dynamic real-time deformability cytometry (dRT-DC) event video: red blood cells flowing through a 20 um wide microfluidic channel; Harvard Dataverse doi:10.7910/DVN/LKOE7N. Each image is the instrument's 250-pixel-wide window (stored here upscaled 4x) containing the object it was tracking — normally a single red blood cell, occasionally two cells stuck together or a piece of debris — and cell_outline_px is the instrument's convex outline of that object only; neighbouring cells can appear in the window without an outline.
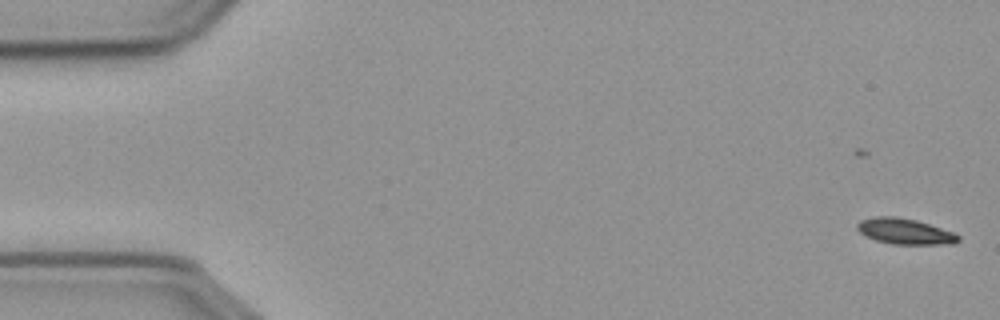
{"species": "common noctule bat (a hibernating species)", "species_latin": "Nyctalus noctula", "temperature_condition": "cold", "stored_images_in_passage": 56, "camera_frame_rate_fps": 3000, "um_per_image_px": 0.085, "animal": {"sex": "male", "body_mass_g": 23.1, "forearm_length_mm": 52.7}, "frame": {"image": 1, "passage_image": 1, "time_ms": 0.0, "image_size_px": [1000, 320], "cell_outline_px": [[960, 240], [956, 244], [892, 244], [876, 240], [864, 236], [856, 228], [856, 224], [860, 220], [876, 216], [896, 216], [916, 220], [952, 232], [960, 236]], "centroid_in_image_um": [76.89, 19.67], "position_along_channel_um": 8.1, "area_um2": 15.2}}
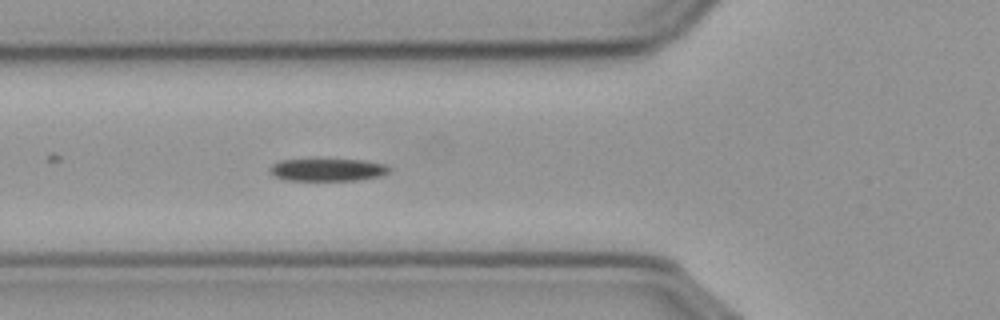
{"frame": {"image": 2, "passage_image": 20, "time_ms": 6.333, "image_size_px": [1000, 320], "cell_outline_px": [[392, 168], [388, 172], [380, 176], [356, 180], [284, 180], [276, 176], [268, 168], [272, 164], [280, 160], [360, 160], [384, 164]], "centroid_in_image_um": [27.84, 14.43], "position_along_channel_um": 98.0, "area_um2": 15.37}}
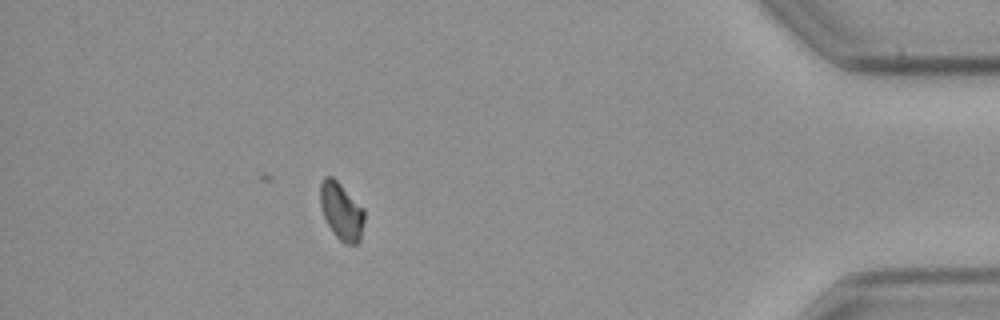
{"frame": {"image": 3, "passage_image": 50, "time_ms": 16.333, "image_size_px": [1000, 320], "cell_outline_px": [[364, 220], [360, 244], [344, 244], [332, 232], [324, 216], [320, 204], [320, 184], [324, 176], [332, 176], [364, 208]], "centroid_in_image_um": [29.03, 17.97], "position_along_channel_um": 406.2, "area_um2": 14.8}, "authors_computed_cell_mechanics": {"area_um2": 15.4904, "velocity_mm_per_s": 3.6182, "shape_relaxation_time_tau1_ms": 5.6721, "shape_relaxation_time_tau2_ms": null, "deformation_change_tau1": 0.1135, "deformation_change_tau2": null}}